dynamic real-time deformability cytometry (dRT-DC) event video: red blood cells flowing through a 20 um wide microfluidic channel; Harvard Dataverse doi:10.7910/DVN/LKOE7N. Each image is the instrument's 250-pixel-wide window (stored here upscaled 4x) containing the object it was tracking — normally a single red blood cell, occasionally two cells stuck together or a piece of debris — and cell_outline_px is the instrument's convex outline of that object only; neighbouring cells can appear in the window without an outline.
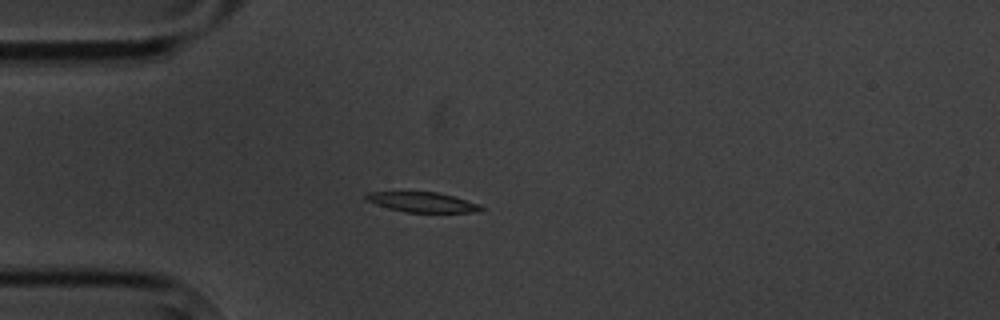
{"species": "common noctule bat (a hibernating species)", "species_latin": "Nyctalus noctula", "temperature_condition": "cold", "stored_images_in_passage": 1, "camera_frame_rate_fps": 3000, "um_per_image_px": 0.085, "animal": {"sex": "male", "body_mass_g": 20.1, "forearm_length_mm": 53.5}, "frame": {"image": 1, "passage_image": 1, "time_ms": 0.0, "image_size_px": [1000, 320], "cell_outline_px": [[484, 208], [476, 212], [404, 212], [388, 208], [364, 200], [364, 196], [368, 192], [436, 192], [452, 196], [476, 204]], "centroid_in_image_um": [35.81, 17.18], "position_along_channel_um": 49.2, "area_um2": 13.12}}